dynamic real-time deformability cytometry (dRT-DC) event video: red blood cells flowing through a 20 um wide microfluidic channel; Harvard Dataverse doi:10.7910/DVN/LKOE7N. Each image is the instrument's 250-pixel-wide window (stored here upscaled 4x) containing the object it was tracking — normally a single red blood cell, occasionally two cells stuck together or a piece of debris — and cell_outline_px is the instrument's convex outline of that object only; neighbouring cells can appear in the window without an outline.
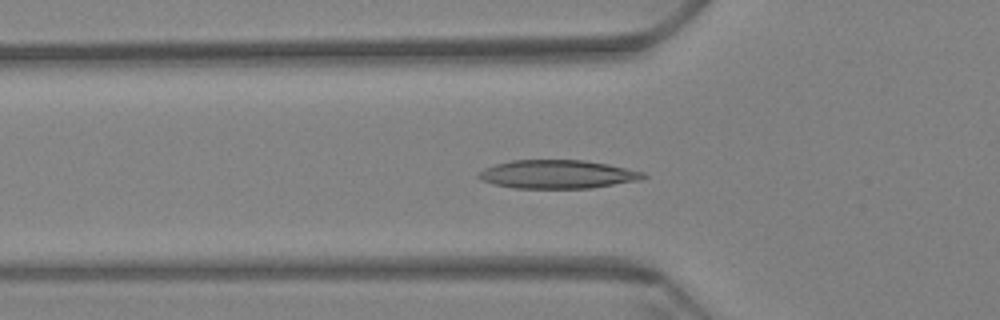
{"species": "Egyptian fruit bat (a non-hibernating species)", "species_latin": "Rousettus aegyptiacus", "temperature_condition": "warm", "stored_images_in_passage": 21, "camera_frame_rate_fps": 3000, "um_per_image_px": 0.085, "animal": {"sex": "female"}, "frame": {"image": 1, "passage_image": 18, "time_ms": 5.667, "image_size_px": [1000, 320], "cell_outline_px": [[648, 176], [640, 180], [592, 188], [512, 188], [492, 184], [480, 180], [476, 176], [476, 172], [484, 168], [496, 164], [512, 160], [584, 160], [608, 164], [644, 172]], "centroid_in_image_um": [47.34, 14.82], "position_along_channel_um": 78.5, "area_um2": 27.57}}
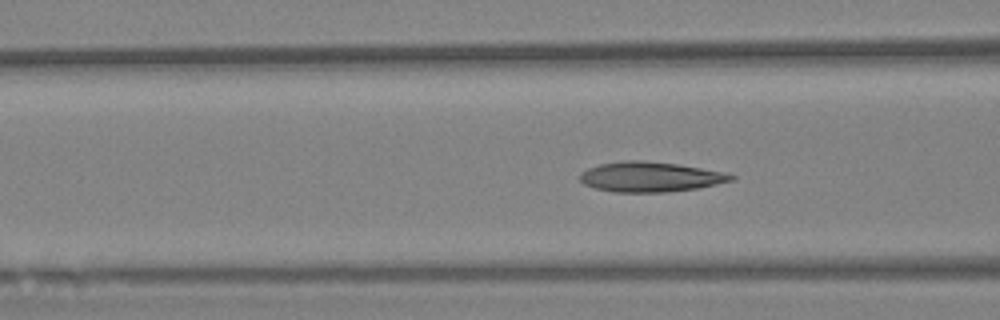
{"frame": {"image": 2, "passage_image": 21, "time_ms": 6.667, "image_size_px": [1000, 320], "cell_outline_px": [[736, 180], [696, 188], [668, 192], [616, 192], [596, 188], [584, 184], [580, 180], [580, 172], [588, 168], [600, 164], [624, 160], [640, 160], [676, 164], [728, 172], [736, 176]], "centroid_in_image_um": [55.31, 15.03], "position_along_channel_um": 111.3, "area_um2": 26.47}}